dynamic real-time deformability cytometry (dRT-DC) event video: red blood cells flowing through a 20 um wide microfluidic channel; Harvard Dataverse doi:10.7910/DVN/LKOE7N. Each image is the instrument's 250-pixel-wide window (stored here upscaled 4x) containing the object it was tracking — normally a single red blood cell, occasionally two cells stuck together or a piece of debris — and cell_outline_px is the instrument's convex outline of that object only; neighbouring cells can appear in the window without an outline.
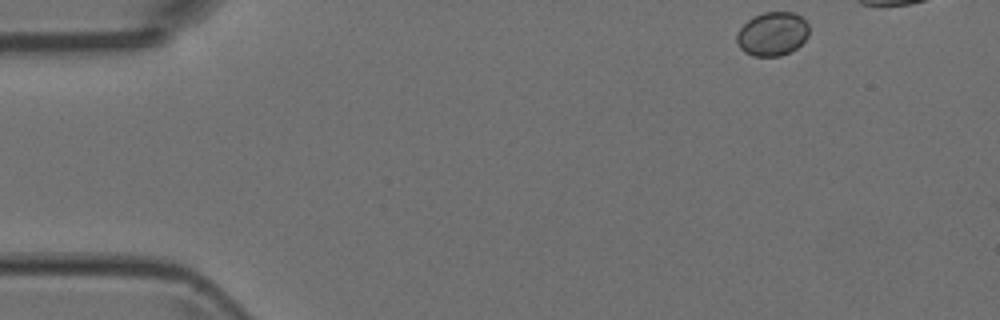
{"species": "Egyptian fruit bat (a non-hibernating species)", "species_latin": "Rousettus aegyptiacus", "temperature_condition": "room temperature", "stored_images_in_passage": 3, "camera_frame_rate_fps": 3000, "um_per_image_px": 0.085, "animal": {"sex": "female"}, "frame": {"image": 1, "passage_image": 1, "time_ms": 0.0, "image_size_px": [1000, 320], "cell_outline_px": [[808, 36], [796, 48], [780, 56], [752, 56], [744, 52], [740, 48], [736, 40], [736, 32], [752, 16], [764, 12], [792, 12], [800, 16], [808, 24]], "centroid_in_image_um": [65.62, 2.88], "position_along_channel_um": 19.4, "area_um2": 18.44}}